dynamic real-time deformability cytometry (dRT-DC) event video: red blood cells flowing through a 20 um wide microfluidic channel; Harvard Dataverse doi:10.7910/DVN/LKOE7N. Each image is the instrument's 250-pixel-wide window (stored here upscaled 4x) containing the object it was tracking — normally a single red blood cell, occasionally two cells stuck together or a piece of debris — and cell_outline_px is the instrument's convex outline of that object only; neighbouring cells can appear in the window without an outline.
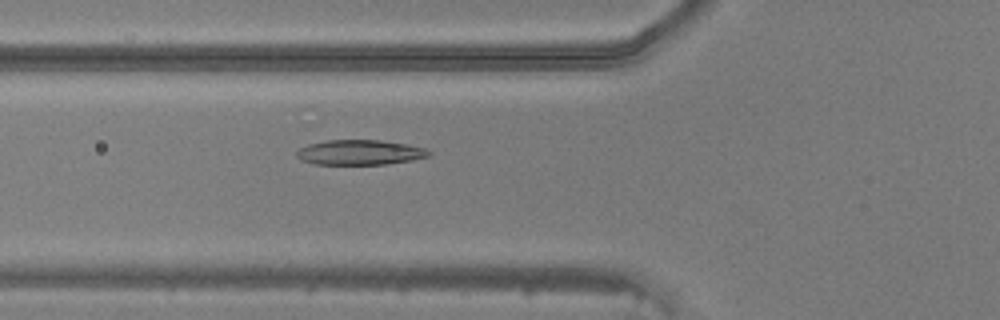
{"species": "common noctule bat (a hibernating species)", "species_latin": "Nyctalus noctula", "temperature_condition": "warm", "stored_images_in_passage": 33, "camera_frame_rate_fps": 3000, "um_per_image_px": 0.085, "animal": {"sex": "male", "body_mass_g": 20.5, "forearm_length_mm": 52.5}, "frame": {"image": 1, "passage_image": 4, "time_ms": 1.0, "image_size_px": [1000, 320], "cell_outline_px": [[432, 156], [412, 160], [384, 164], [316, 164], [300, 160], [296, 156], [296, 152], [300, 148], [308, 144], [328, 140], [380, 140], [408, 144], [424, 148], [432, 152]], "centroid_in_image_um": [30.61, 12.95], "position_along_channel_um": 95.2, "area_um2": 19.31}}
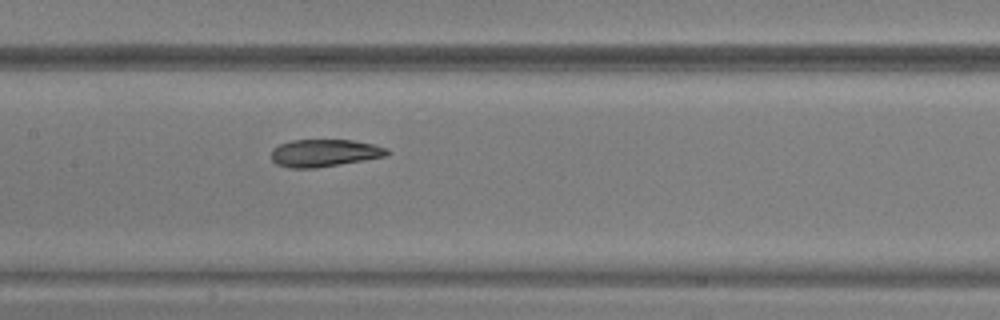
{"frame": {"image": 2, "passage_image": 10, "time_ms": 3.0, "image_size_px": [1000, 320], "cell_outline_px": [[392, 152], [388, 156], [316, 168], [288, 168], [276, 164], [272, 160], [272, 148], [280, 144], [292, 140], [352, 140], [372, 144], [388, 148]], "centroid_in_image_um": [27.6, 13.01], "position_along_channel_um": 179.8, "area_um2": 18.61}}
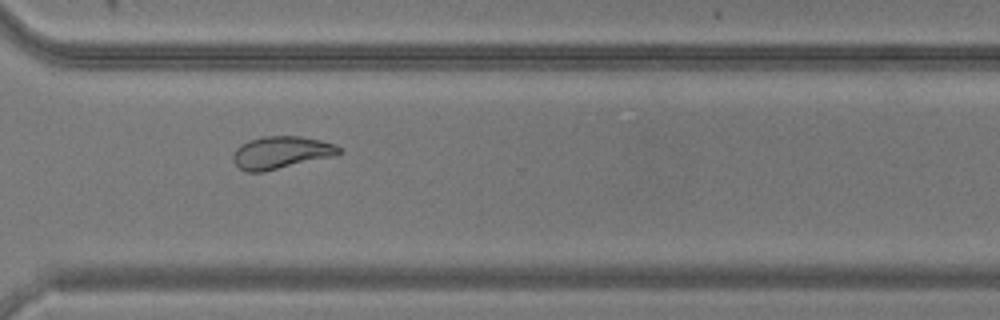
{"frame": {"image": 3, "passage_image": 22, "time_ms": 7.0, "image_size_px": [1000, 320], "cell_outline_px": [[344, 152], [336, 156], [264, 172], [244, 172], [232, 160], [232, 156], [236, 148], [240, 144], [248, 140], [264, 136], [300, 136], [320, 140], [336, 144]], "centroid_in_image_um": [23.91, 12.97], "position_along_channel_um": 346.7, "area_um2": 20.4}}